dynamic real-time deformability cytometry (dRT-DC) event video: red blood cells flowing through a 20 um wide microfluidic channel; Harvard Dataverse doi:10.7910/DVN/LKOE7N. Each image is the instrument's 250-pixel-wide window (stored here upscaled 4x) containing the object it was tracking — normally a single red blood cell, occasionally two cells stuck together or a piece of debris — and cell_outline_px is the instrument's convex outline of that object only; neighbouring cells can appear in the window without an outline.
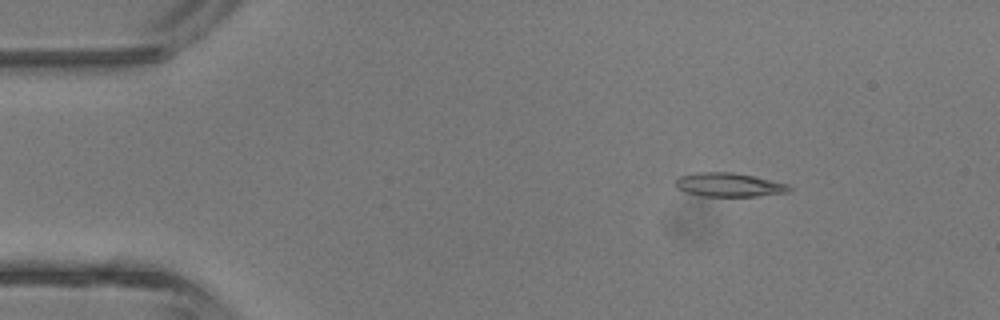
{"species": "common noctule bat (a hibernating species)", "species_latin": "Nyctalus noctula", "temperature_condition": "room temperature", "stored_images_in_passage": 3, "camera_frame_rate_fps": 3000, "um_per_image_px": 0.085, "animal": {"sex": "male", "body_mass_g": 13.3}, "frame": {"image": 1, "passage_image": 1, "time_ms": 0.0, "image_size_px": [1000, 320], "cell_outline_px": [[792, 188], [788, 192], [756, 196], [700, 196], [684, 192], [676, 188], [676, 180], [680, 176], [696, 172], [732, 172], [752, 176], [788, 184]], "centroid_in_image_um": [61.92, 15.71], "position_along_channel_um": 23.1, "area_um2": 15.72}}
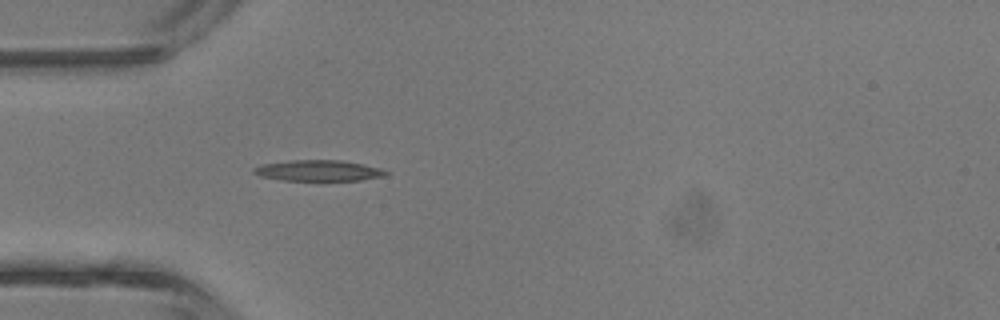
{"frame": {"image": 2, "passage_image": 3, "time_ms": 2.333, "image_size_px": [1000, 320], "cell_outline_px": [[388, 172], [384, 176], [360, 180], [284, 180], [260, 176], [252, 172], [252, 168], [260, 164], [288, 160], [344, 160], [380, 168]], "centroid_in_image_um": [27.02, 14.49], "position_along_channel_um": 58.0, "area_um2": 16.07}}